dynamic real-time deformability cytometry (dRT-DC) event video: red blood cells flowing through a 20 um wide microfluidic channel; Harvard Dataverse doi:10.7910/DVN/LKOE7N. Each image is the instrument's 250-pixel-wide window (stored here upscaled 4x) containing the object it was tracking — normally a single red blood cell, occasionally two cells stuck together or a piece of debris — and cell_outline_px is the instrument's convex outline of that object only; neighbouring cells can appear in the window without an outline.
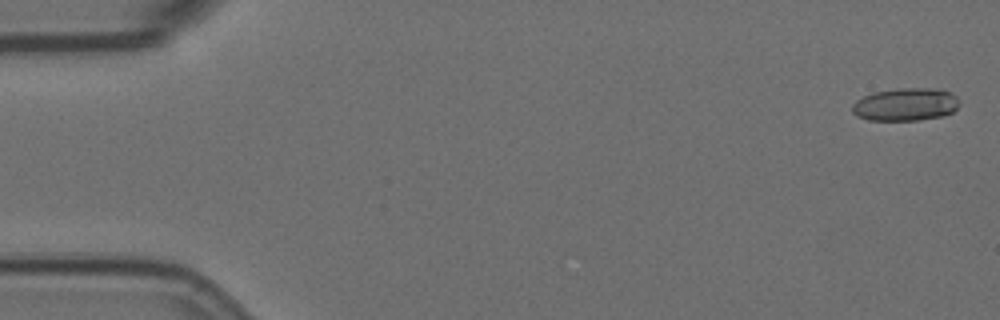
{"species": "Egyptian fruit bat (a non-hibernating species)", "species_latin": "Rousettus aegyptiacus", "temperature_condition": "room temperature", "stored_images_in_passage": 58, "camera_frame_rate_fps": 3000, "um_per_image_px": 0.085, "animal": {"sex": "female"}, "frame": {"image": 1, "passage_image": 2, "time_ms": 0.333, "image_size_px": [1000, 320], "cell_outline_px": [[960, 104], [952, 112], [940, 116], [920, 120], [868, 120], [856, 116], [852, 112], [852, 104], [856, 100], [872, 92], [900, 88], [944, 88], [956, 96], [960, 100]], "centroid_in_image_um": [76.98, 8.86], "position_along_channel_um": 8.0, "area_um2": 20.75}}
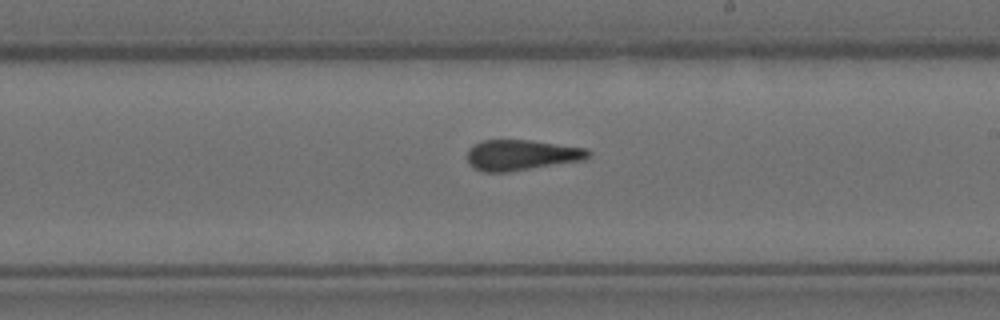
{"frame": {"image": 2, "passage_image": 34, "time_ms": 11.0, "image_size_px": [1000, 320], "cell_outline_px": [[592, 152], [584, 160], [508, 172], [484, 172], [472, 168], [468, 164], [468, 148], [472, 144], [480, 140], [532, 140], [588, 148]], "centroid_in_image_um": [44.3, 13.17], "position_along_channel_um": 244.7, "area_um2": 21.91}}
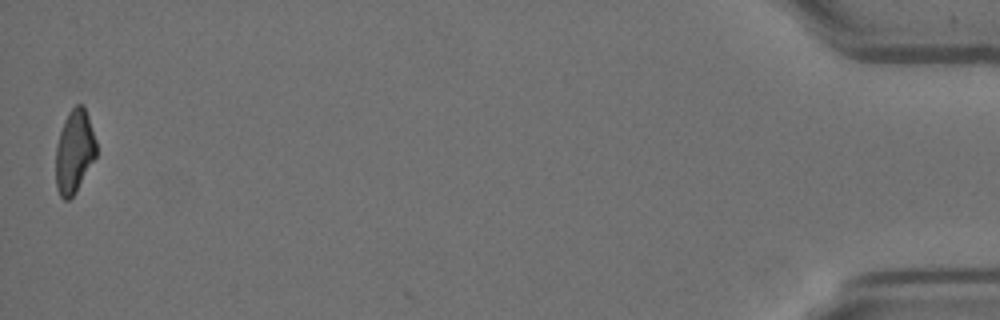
{"frame": {"image": 3, "passage_image": 58, "time_ms": 19.0, "image_size_px": [1000, 320], "cell_outline_px": [[96, 156], [76, 192], [68, 200], [64, 200], [60, 196], [56, 188], [56, 144], [64, 120], [68, 112], [76, 104], [84, 104], [96, 140]], "centroid_in_image_um": [6.31, 12.87], "position_along_channel_um": 428.9, "area_um2": 19.71}, "authors_computed_cell_mechanics": {"area_um2": 21.4727, "velocity_mm_per_s": 3.513, "shape_relaxation_time_tau1_ms": null, "shape_relaxation_time_tau2_ms": 1.8849, "deformation_change_tau1": null, "deformation_change_tau2": 0.1235}}